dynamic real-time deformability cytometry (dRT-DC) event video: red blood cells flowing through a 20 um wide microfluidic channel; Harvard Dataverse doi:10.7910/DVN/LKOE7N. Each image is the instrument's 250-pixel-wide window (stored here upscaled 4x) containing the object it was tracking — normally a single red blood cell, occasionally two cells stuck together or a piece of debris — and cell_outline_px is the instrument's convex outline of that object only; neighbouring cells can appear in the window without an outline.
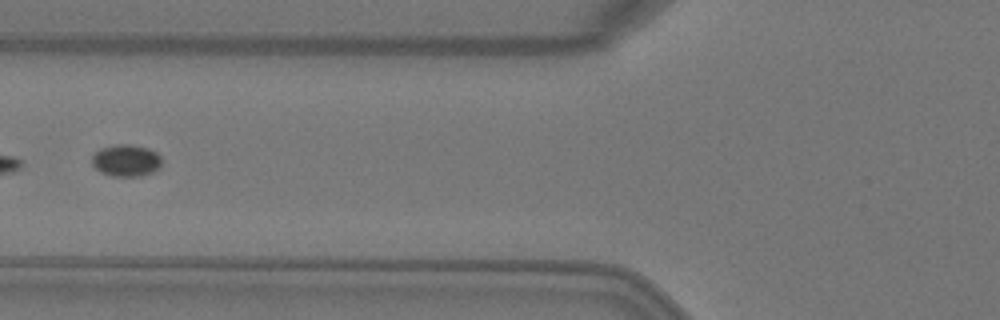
{"species": "Egyptian fruit bat (a non-hibernating species)", "species_latin": "Rousettus aegyptiacus", "temperature_condition": "warm", "stored_images_in_passage": 6, "segment_of_instrument_passage": [2, 2], "camera_frame_rate_fps": 3000, "um_per_image_px": 0.085, "animal": {"sex": "female"}, "frame": {"image": 1, "passage_image": 5, "time_ms": 1.333, "image_size_px": [1000, 320], "cell_outline_px": [[160, 164], [152, 172], [140, 176], [112, 176], [100, 172], [92, 164], [92, 156], [100, 148], [116, 144], [132, 144], [148, 148], [156, 152], [160, 156]], "centroid_in_image_um": [10.69, 13.63], "position_along_channel_um": 115.1, "area_um2": 12.89}}
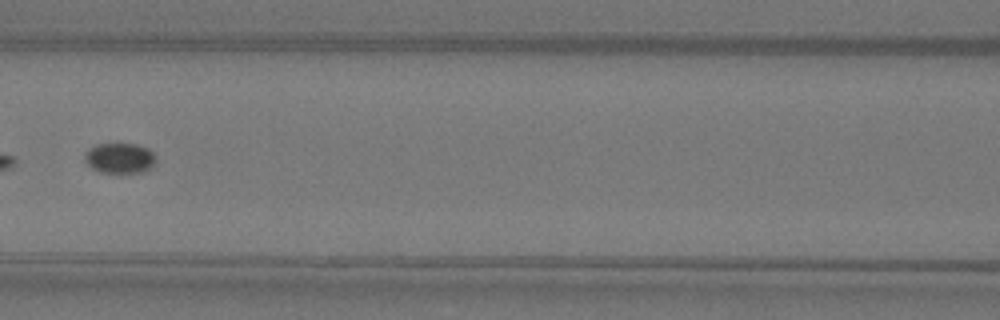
{"frame": {"image": 2, "passage_image": 6, "time_ms": 1.667, "image_size_px": [1000, 320], "cell_outline_px": [[156, 160], [148, 168], [140, 172], [100, 172], [92, 168], [84, 160], [84, 152], [88, 148], [96, 144], [136, 144], [148, 148], [156, 156]], "centroid_in_image_um": [10.13, 13.42], "position_along_channel_um": 156.5, "area_um2": 12.48}}